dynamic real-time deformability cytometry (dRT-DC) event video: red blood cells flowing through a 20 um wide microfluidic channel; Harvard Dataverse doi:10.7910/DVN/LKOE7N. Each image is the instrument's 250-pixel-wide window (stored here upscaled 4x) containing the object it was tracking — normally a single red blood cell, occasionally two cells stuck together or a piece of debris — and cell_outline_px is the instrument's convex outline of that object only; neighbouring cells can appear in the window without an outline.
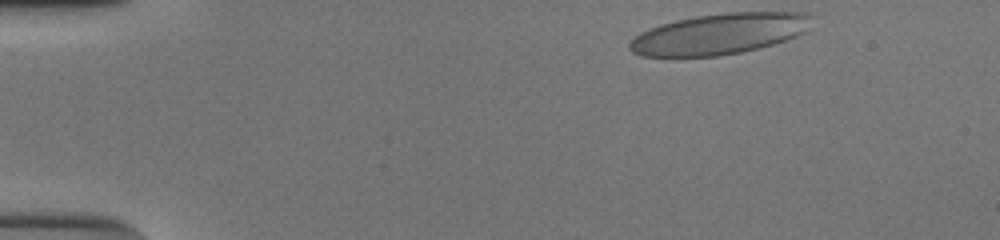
{"species": "human", "species_latin": "Homo sapiens", "temperature_condition": "cold", "stored_images_in_passage": 38, "camera_frame_rate_fps": 3000, "um_per_image_px": 0.085, "donor": {"sex": "male"}, "frame": {"image": 1, "passage_image": 1, "time_ms": 0.0, "image_size_px": [1000, 240], "cell_outline_px": [[812, 16], [804, 32], [796, 36], [772, 44], [740, 52], [716, 56], [640, 56], [632, 52], [628, 48], [628, 44], [640, 32], [648, 28], [660, 24], [676, 20], [696, 16], [724, 12], [808, 12]], "centroid_in_image_um": [61.1, 2.87], "position_along_channel_um": 23.9, "area_um2": 43.12}}
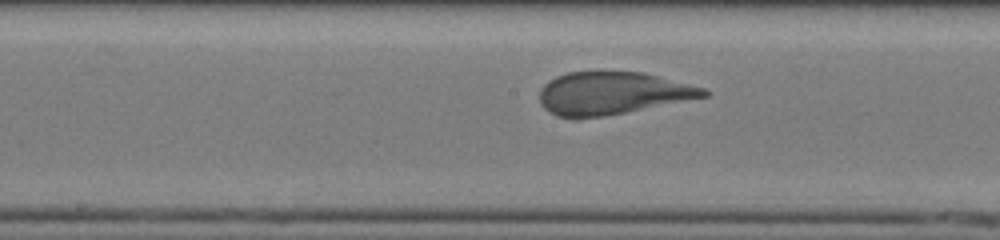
{"frame": {"image": 2, "passage_image": 22, "time_ms": 7.0, "image_size_px": [1000, 240], "cell_outline_px": [[708, 96], [604, 116], [556, 116], [548, 112], [540, 104], [540, 88], [548, 80], [556, 76], [568, 72], [600, 68], [644, 72], [704, 88], [708, 92]], "centroid_in_image_um": [52.0, 7.85], "position_along_channel_um": 196.2, "area_um2": 41.21}}
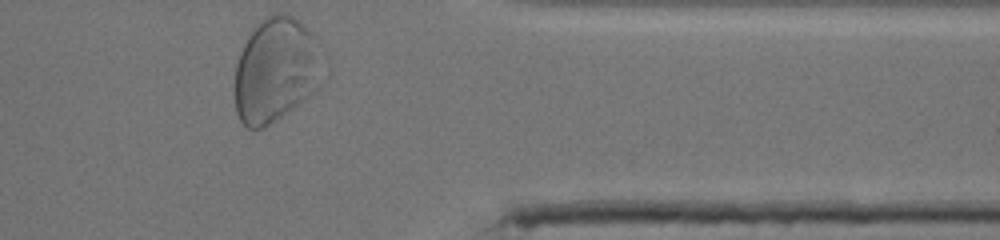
{"frame": {"image": 3, "passage_image": 38, "time_ms": 12.333, "image_size_px": [1000, 240], "cell_outline_px": [[320, 84], [316, 88], [292, 108], [268, 124], [260, 128], [248, 128], [240, 120], [236, 112], [232, 88], [236, 64], [240, 52], [248, 36], [264, 16], [272, 12], [284, 12], [292, 16], [312, 32]], "centroid_in_image_um": [23.31, 5.94], "position_along_channel_um": 388.1, "area_um2": 52.48}, "authors_computed_cell_mechanics": {"area_um2": 42.3674, "velocity_mm_per_s": 3.823, "shape_relaxation_time_tau1_ms": 8.4358, "shape_relaxation_time_tau2_ms": null, "deformation_change_tau1": 0.321, "deformation_change_tau2": null}}